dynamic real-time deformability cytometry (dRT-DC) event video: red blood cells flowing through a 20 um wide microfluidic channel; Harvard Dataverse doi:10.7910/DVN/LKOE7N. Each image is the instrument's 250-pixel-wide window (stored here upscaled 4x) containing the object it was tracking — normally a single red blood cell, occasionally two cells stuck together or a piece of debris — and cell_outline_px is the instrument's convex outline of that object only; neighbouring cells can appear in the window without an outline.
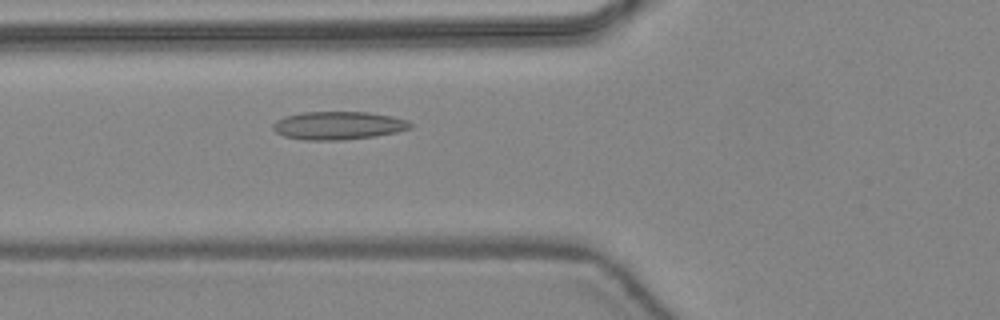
{"species": "common noctule bat (a hibernating species)", "species_latin": "Nyctalus noctula", "temperature_condition": "warm", "stored_images_in_passage": 45, "camera_frame_rate_fps": 3000, "um_per_image_px": 0.085, "animal": {"sex": "female", "body_mass_g": 24.6, "forearm_length_mm": 56.2}, "frame": {"image": 1, "passage_image": 16, "time_ms": 5.0, "image_size_px": [1000, 320], "cell_outline_px": [[412, 128], [396, 132], [372, 136], [344, 140], [304, 140], [284, 136], [276, 132], [272, 128], [272, 124], [276, 120], [284, 116], [304, 112], [368, 112], [392, 116], [408, 120], [412, 124]], "centroid_in_image_um": [28.74, 10.66], "position_along_channel_um": 97.1, "area_um2": 22.54}}
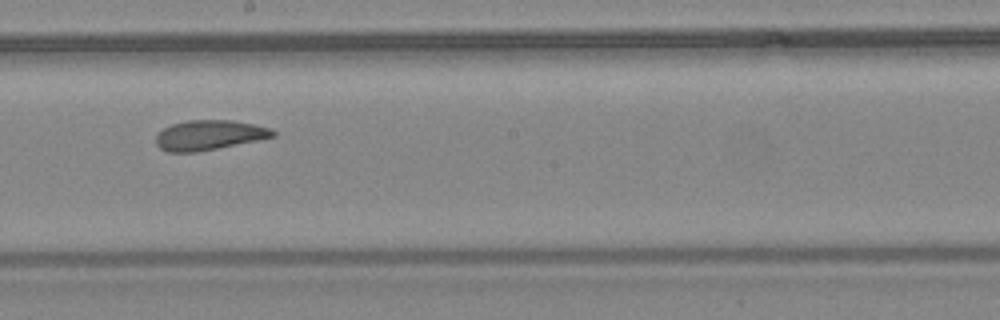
{"frame": {"image": 2, "passage_image": 25, "time_ms": 8.0, "image_size_px": [1000, 320], "cell_outline_px": [[276, 136], [196, 152], [168, 152], [160, 148], [156, 144], [156, 136], [164, 128], [172, 124], [188, 120], [232, 120], [272, 128], [276, 132]], "centroid_in_image_um": [17.77, 11.48], "position_along_channel_um": 230.4, "area_um2": 20.11}}
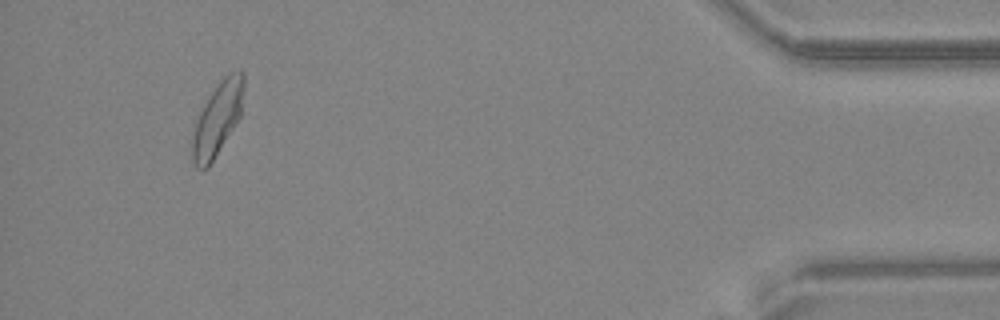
{"frame": {"image": 3, "passage_image": 42, "time_ms": 13.667, "image_size_px": [1000, 320], "cell_outline_px": [[244, 88], [240, 116], [236, 124], [208, 168], [196, 168], [192, 160], [192, 140], [196, 120], [208, 96], [220, 80], [228, 72], [240, 68], [244, 72]], "centroid_in_image_um": [18.5, 10.05], "position_along_channel_um": 416.7, "area_um2": 22.02}, "authors_computed_cell_mechanics": {"area_um2": 21.386, "velocity_mm_per_s": 4.42, "shape_relaxation_time_tau1_ms": 8.3365, "shape_relaxation_time_tau2_ms": 1.8317, "deformation_change_tau1": 0.1986, "deformation_change_tau2": 0.0855}}